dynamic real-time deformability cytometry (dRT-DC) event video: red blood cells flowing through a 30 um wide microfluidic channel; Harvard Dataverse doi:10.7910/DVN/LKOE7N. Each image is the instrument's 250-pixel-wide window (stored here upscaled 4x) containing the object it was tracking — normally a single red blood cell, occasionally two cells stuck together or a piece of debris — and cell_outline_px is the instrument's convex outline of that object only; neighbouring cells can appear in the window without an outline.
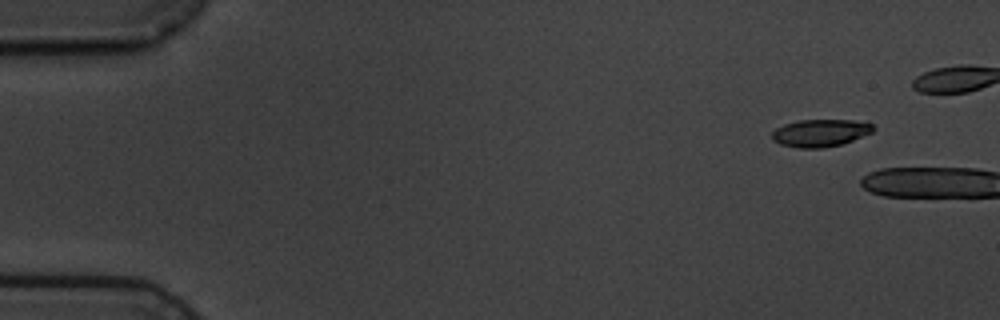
{"species": "common noctule bat (a hibernating species)", "species_latin": "Nyctalus noctula", "temperature_condition": "cold", "stored_images_in_passage": 2, "camera_frame_rate_fps": 3000, "um_per_image_px": 0.085, "animal": {"sex": "male", "body_mass_g": 19.5, "forearm_length_mm": 54.6}, "frame": {"image": 1, "passage_image": 1, "time_ms": 0.0, "image_size_px": [1000, 320], "cell_outline_px": [[876, 128], [872, 132], [852, 140], [840, 144], [824, 148], [796, 148], [780, 144], [772, 140], [772, 132], [776, 128], [784, 124], [800, 120], [852, 120], [872, 124]], "centroid_in_image_um": [69.7, 11.3], "position_along_channel_um": 15.3, "area_um2": 16.13}}